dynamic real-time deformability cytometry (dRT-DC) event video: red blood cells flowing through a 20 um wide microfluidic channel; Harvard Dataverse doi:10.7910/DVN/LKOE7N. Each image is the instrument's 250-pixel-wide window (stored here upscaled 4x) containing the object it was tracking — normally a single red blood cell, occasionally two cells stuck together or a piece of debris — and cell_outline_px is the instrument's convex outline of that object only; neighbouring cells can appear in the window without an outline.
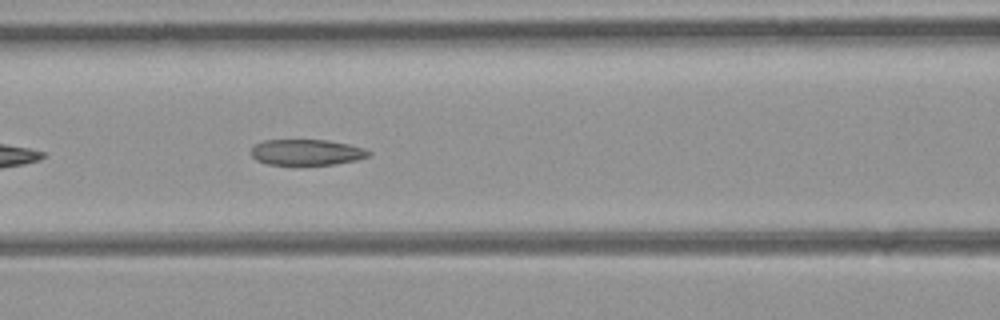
{"species": "common noctule bat (a hibernating species)", "species_latin": "Nyctalus noctula", "temperature_condition": "room temperature", "stored_images_in_passage": 14, "camera_frame_rate_fps": 3000, "um_per_image_px": 0.085, "animal": {"sex": "female", "body_mass_g": 21.9}, "frame": {"image": 1, "passage_image": 8, "time_ms": 2.333, "image_size_px": [1000, 320], "cell_outline_px": [[372, 152], [368, 156], [356, 160], [332, 164], [268, 164], [256, 160], [252, 156], [252, 148], [256, 144], [264, 140], [328, 140], [348, 144], [364, 148]], "centroid_in_image_um": [26.07, 12.93], "position_along_channel_um": 140.5, "area_um2": 17.46}}